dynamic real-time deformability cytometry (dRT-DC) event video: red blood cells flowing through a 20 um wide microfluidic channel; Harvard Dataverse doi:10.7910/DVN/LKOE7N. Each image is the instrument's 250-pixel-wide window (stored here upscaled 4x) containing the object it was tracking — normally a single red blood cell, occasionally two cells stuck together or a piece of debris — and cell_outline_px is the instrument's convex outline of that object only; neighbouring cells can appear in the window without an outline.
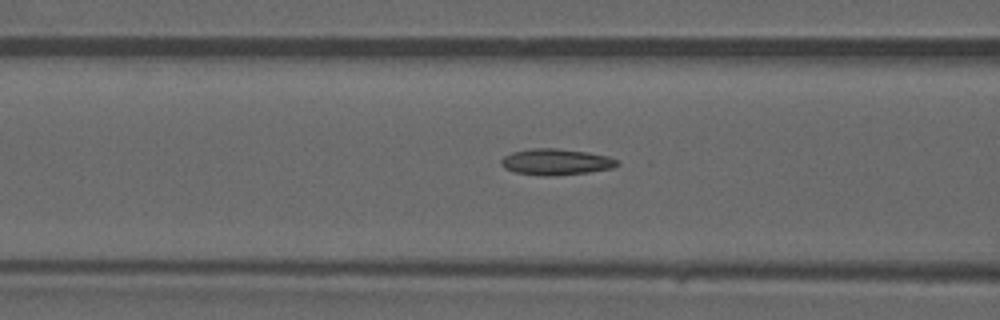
{"species": "common noctule bat (a hibernating species)", "species_latin": "Nyctalus noctula", "temperature_condition": "warm", "stored_images_in_passage": 32, "camera_frame_rate_fps": 3000, "um_per_image_px": 0.085, "animal": {"sex": "male", "forearm_length_mm": 52.5}, "frame": {"image": 1, "passage_image": 5, "time_ms": 1.333, "image_size_px": [1000, 320], "cell_outline_px": [[620, 164], [612, 168], [588, 172], [552, 176], [544, 176], [516, 172], [504, 168], [500, 164], [500, 160], [504, 156], [512, 152], [532, 148], [556, 148], [588, 152], [608, 156], [616, 160]], "centroid_in_image_um": [47.24, 13.75], "position_along_channel_um": 119.4, "area_um2": 17.69}}
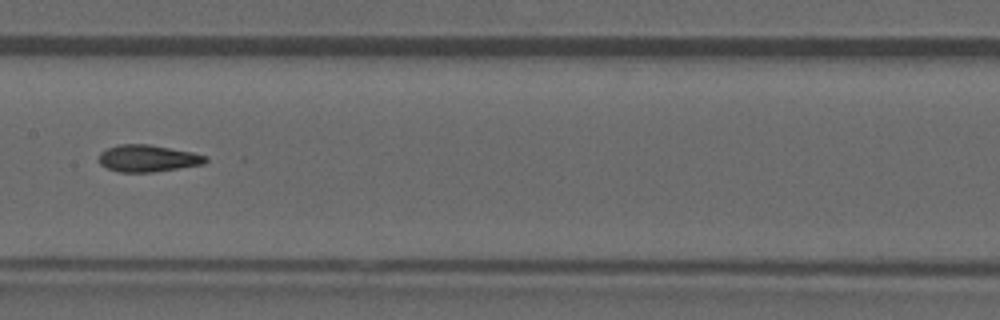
{"frame": {"image": 2, "passage_image": 10, "time_ms": 3.0, "image_size_px": [1000, 320], "cell_outline_px": [[208, 160], [204, 164], [152, 172], [120, 172], [108, 168], [100, 164], [100, 152], [108, 148], [120, 144], [148, 144], [192, 152], [208, 156]], "centroid_in_image_um": [12.59, 13.46], "position_along_channel_um": 194.8, "area_um2": 16.59}}